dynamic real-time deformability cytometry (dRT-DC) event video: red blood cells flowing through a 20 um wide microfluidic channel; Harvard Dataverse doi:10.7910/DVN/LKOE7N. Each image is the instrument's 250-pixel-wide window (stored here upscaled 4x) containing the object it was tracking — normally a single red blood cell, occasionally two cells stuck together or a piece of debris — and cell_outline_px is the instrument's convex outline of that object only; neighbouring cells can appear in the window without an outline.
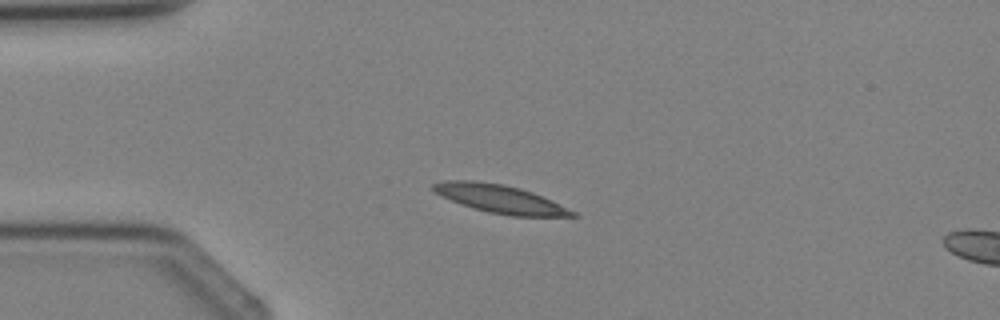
{"species": "Egyptian fruit bat (a non-hibernating species)", "species_latin": "Rousettus aegyptiacus", "temperature_condition": "cold", "stored_images_in_passage": 3, "segment_of_instrument_passage": [1, 2], "camera_frame_rate_fps": 3000, "um_per_image_px": 0.085, "animal": {"sex": "female"}, "frame": {"image": 1, "passage_image": 2, "time_ms": 1.0, "image_size_px": [1000, 320], "cell_outline_px": [[580, 216], [512, 216], [488, 212], [472, 208], [432, 192], [432, 184], [444, 180], [472, 180], [504, 184], [520, 188], [532, 192], [552, 200], [576, 212]], "centroid_in_image_um": [42.49, 16.9], "position_along_channel_um": 42.5, "area_um2": 22.83}}